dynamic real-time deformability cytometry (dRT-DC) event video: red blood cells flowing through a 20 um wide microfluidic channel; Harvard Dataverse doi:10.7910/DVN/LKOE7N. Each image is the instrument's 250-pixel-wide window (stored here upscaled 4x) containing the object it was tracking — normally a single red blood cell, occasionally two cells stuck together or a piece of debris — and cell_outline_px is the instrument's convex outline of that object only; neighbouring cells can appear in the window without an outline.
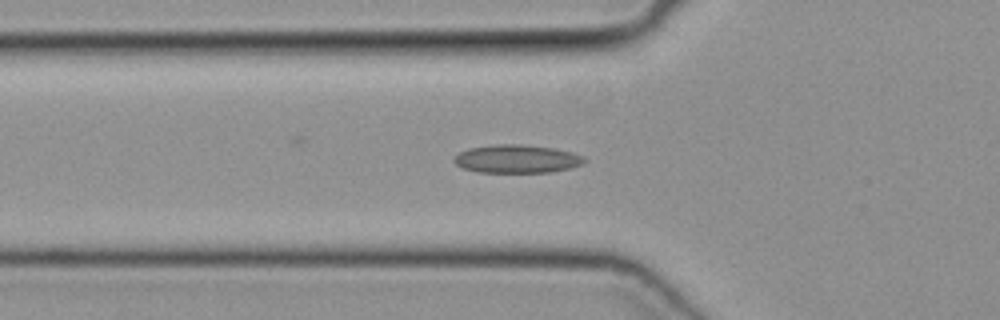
{"species": "common noctule bat (a hibernating species)", "species_latin": "Nyctalus noctula", "temperature_condition": "cold", "stored_images_in_passage": 46, "camera_frame_rate_fps": 3000, "um_per_image_px": 0.085, "animal": {"sex": "female", "body_mass_g": 19.3, "forearm_length_mm": 54.1}, "frame": {"image": 1, "passage_image": 16, "time_ms": 5.0, "image_size_px": [1000, 320], "cell_outline_px": [[584, 160], [580, 164], [568, 168], [552, 172], [476, 172], [464, 168], [456, 164], [452, 160], [460, 152], [468, 148], [496, 144], [520, 144], [552, 148], [572, 152], [580, 156]], "centroid_in_image_um": [43.86, 13.5], "position_along_channel_um": 81.9, "area_um2": 21.1}}
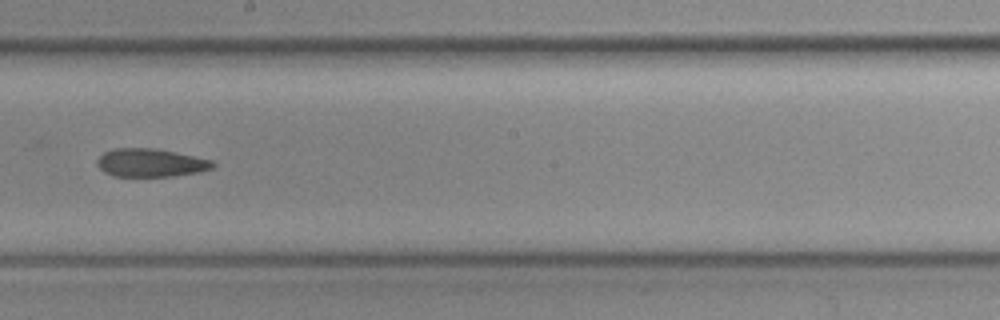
{"frame": {"image": 2, "passage_image": 27, "time_ms": 8.667, "image_size_px": [1000, 320], "cell_outline_px": [[216, 164], [212, 168], [196, 172], [172, 176], [112, 176], [104, 172], [96, 164], [96, 160], [104, 152], [112, 148], [156, 148], [212, 160]], "centroid_in_image_um": [12.76, 13.83], "position_along_channel_um": 235.4, "area_um2": 18.96}}
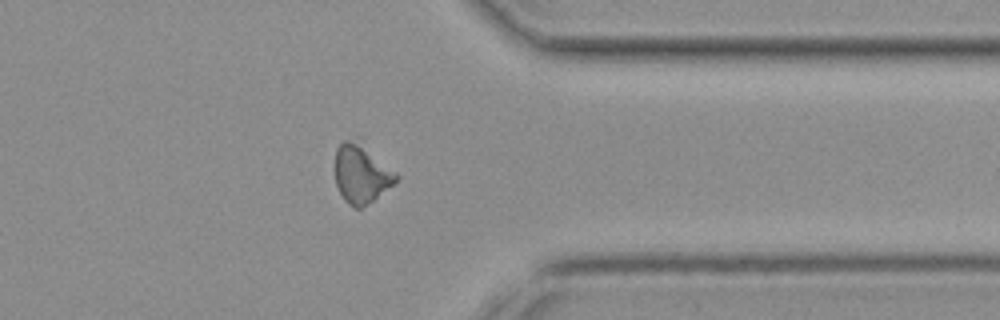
{"frame": {"image": 3, "passage_image": 38, "time_ms": 12.333, "image_size_px": [1000, 320], "cell_outline_px": [[400, 176], [392, 184], [372, 200], [360, 208], [356, 208], [348, 204], [344, 200], [336, 184], [332, 168], [332, 164], [336, 148], [344, 140], [356, 136], [360, 136]], "centroid_in_image_um": [30.66, 14.63], "position_along_channel_um": 380.7, "area_um2": 21.96}}